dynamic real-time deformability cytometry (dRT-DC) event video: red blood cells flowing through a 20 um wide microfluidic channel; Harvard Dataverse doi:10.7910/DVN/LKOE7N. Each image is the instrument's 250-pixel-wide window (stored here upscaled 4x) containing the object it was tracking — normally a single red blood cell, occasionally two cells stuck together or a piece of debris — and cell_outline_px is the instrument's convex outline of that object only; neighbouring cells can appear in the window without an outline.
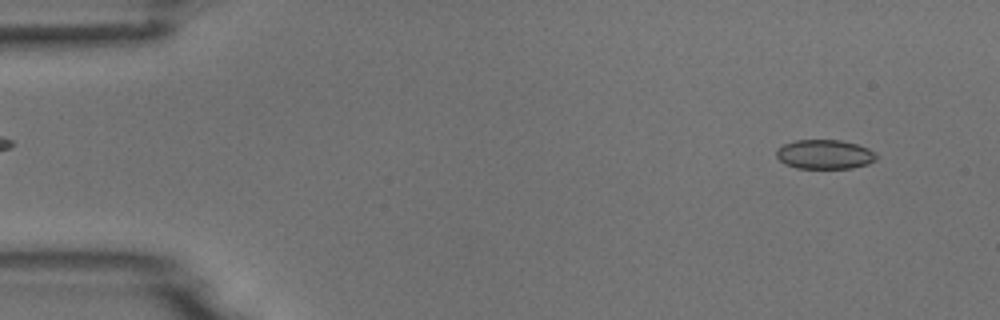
{"species": "common noctule bat (a hibernating species)", "species_latin": "Nyctalus noctula", "temperature_condition": "room temperature", "stored_images_in_passage": 8, "camera_frame_rate_fps": 3000, "um_per_image_px": 0.085, "animal": {"sex": "male", "body_mass_g": 18.8}, "frame": {"image": 1, "passage_image": 4, "time_ms": 1.0, "image_size_px": [1000, 320], "cell_outline_px": [[876, 160], [868, 164], [852, 168], [796, 168], [784, 164], [776, 156], [776, 152], [784, 144], [796, 140], [840, 140], [856, 144], [868, 148], [876, 152]], "centroid_in_image_um": [70.11, 13.13], "position_along_channel_um": 14.9, "area_um2": 17.05}}